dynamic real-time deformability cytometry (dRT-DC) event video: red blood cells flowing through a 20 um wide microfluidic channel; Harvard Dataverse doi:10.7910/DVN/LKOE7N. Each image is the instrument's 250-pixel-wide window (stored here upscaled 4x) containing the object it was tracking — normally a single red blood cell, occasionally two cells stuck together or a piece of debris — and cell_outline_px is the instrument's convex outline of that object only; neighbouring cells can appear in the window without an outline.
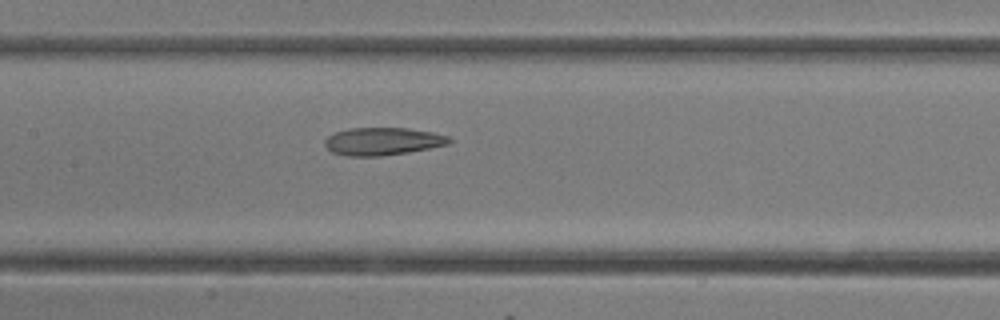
{"species": "common noctule bat (a hibernating species)", "species_latin": "Nyctalus noctula", "temperature_condition": "room temperature", "stored_images_in_passage": 16, "camera_frame_rate_fps": 3000, "um_per_image_px": 0.085, "animal": {"sex": "female"}, "frame": {"image": 1, "passage_image": 14, "time_ms": 4.333, "image_size_px": [1000, 320], "cell_outline_px": [[452, 140], [448, 144], [408, 152], [384, 156], [344, 156], [332, 152], [324, 144], [324, 140], [328, 136], [336, 132], [348, 128], [408, 128], [432, 132], [452, 136]], "centroid_in_image_um": [32.53, 12.01], "position_along_channel_um": 174.9, "area_um2": 20.17}}
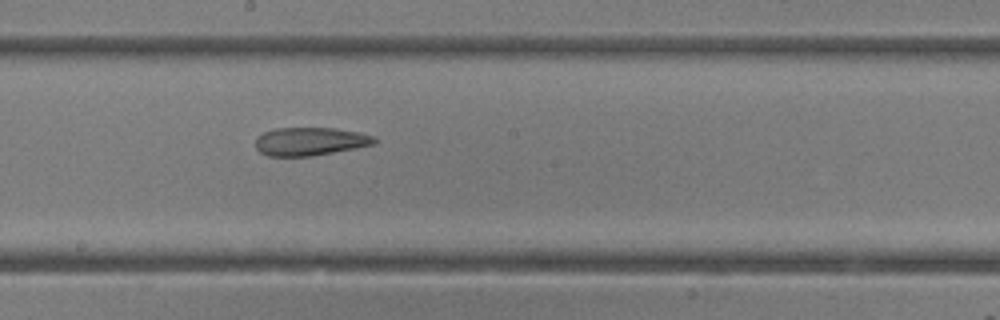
{"frame": {"image": 2, "passage_image": 16, "time_ms": 5.0, "image_size_px": [1000, 320], "cell_outline_px": [[376, 144], [356, 148], [312, 156], [268, 156], [260, 152], [256, 148], [256, 136], [264, 132], [276, 128], [336, 128], [360, 132], [376, 136]], "centroid_in_image_um": [26.38, 12.01], "position_along_channel_um": 221.8, "area_um2": 19.71}}